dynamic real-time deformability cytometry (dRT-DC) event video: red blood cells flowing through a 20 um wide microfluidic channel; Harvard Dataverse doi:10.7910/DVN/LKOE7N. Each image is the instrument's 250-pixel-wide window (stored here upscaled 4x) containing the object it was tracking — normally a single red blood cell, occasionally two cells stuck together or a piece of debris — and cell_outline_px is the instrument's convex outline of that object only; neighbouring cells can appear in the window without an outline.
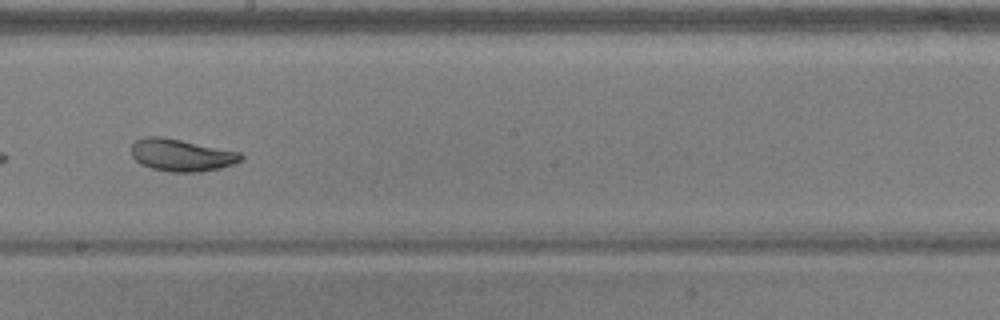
{"species": "common noctule bat (a hibernating species)", "species_latin": "Nyctalus noctula", "temperature_condition": "warm", "stored_images_in_passage": 51, "camera_frame_rate_fps": 3000, "um_per_image_px": 0.085, "animal": {"sex": "male", "body_mass_g": 17.9, "forearm_length_mm": 54.2}, "frame": {"image": 1, "passage_image": 30, "time_ms": 9.667, "image_size_px": [1000, 320], "cell_outline_px": [[244, 156], [240, 160], [232, 164], [220, 168], [200, 172], [168, 172], [152, 168], [140, 164], [132, 156], [132, 144], [136, 140], [144, 136], [164, 136], [240, 152]], "centroid_in_image_um": [15.4, 13.17], "position_along_channel_um": 232.8, "area_um2": 20.69}, "authors_computed_cell_mechanics": {"area_um2": 27.2238, "velocity_mm_per_s": 3.8916, "shape_relaxation_time_tau1_ms": 2.846, "shape_relaxation_time_tau2_ms": 1.3824, "deformation_change_tau1": 0.1622, "deformation_change_tau2": 0.081}}